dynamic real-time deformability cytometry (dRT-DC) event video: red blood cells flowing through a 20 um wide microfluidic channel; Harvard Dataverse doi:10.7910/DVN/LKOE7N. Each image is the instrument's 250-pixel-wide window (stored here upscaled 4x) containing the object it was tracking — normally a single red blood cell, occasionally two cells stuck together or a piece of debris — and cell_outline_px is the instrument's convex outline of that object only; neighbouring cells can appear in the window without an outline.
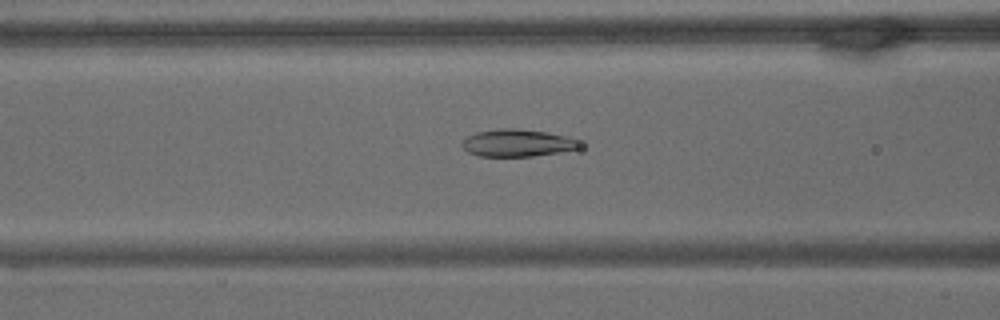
{"species": "common noctule bat (a hibernating species)", "species_latin": "Nyctalus noctula", "temperature_condition": "warm", "stored_images_in_passage": 52, "camera_frame_rate_fps": 3000, "um_per_image_px": 0.085, "animal": {"sex": "male", "body_mass_g": 15.6}, "frame": {"image": 1, "passage_image": 13, "time_ms": 4.0, "image_size_px": [1000, 320], "cell_outline_px": [[580, 148], [532, 156], [480, 156], [468, 152], [460, 144], [468, 136], [476, 132], [500, 128], [516, 128], [548, 132], [568, 136], [576, 140], [580, 144]], "centroid_in_image_um": [43.95, 12.14], "position_along_channel_um": 122.6, "area_um2": 18.55}}
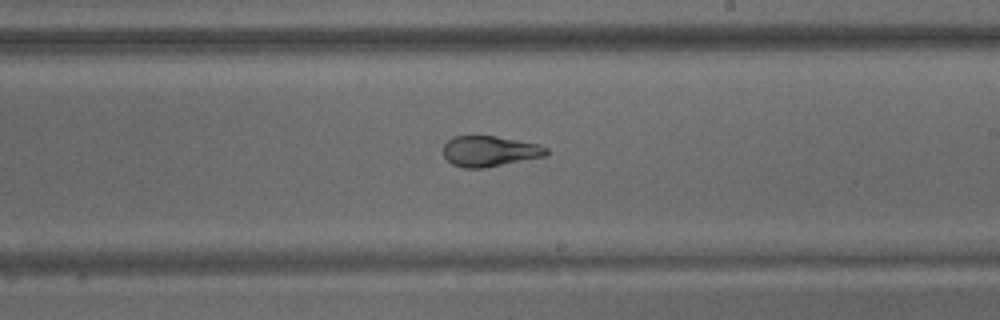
{"frame": {"image": 2, "passage_image": 25, "time_ms": 8.0, "image_size_px": [1000, 320], "cell_outline_px": [[548, 152], [544, 156], [484, 168], [464, 168], [452, 164], [444, 156], [444, 144], [452, 136], [496, 136], [536, 144], [548, 148]], "centroid_in_image_um": [41.58, 12.85], "position_along_channel_um": 247.4, "area_um2": 18.15}}
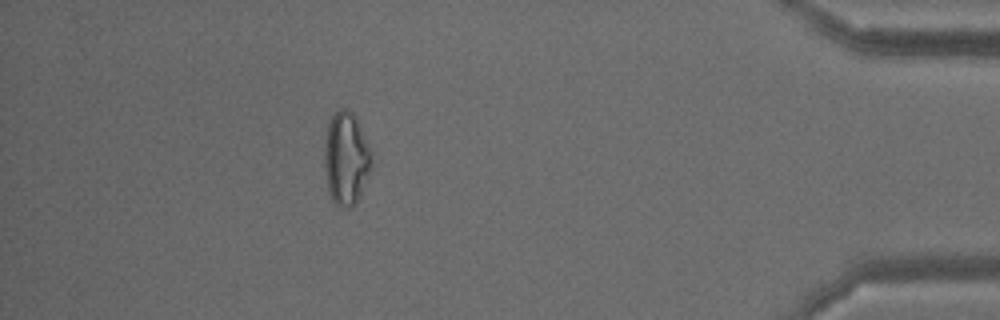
{"frame": {"image": 3, "passage_image": 45, "time_ms": 14.667, "image_size_px": [1000, 320], "cell_outline_px": [[372, 168], [360, 196], [356, 204], [352, 208], [344, 208], [336, 204], [332, 200], [328, 192], [324, 164], [324, 144], [328, 124], [332, 116], [340, 108], [348, 108], [356, 116], [372, 152]], "centroid_in_image_um": [29.43, 13.49], "position_along_channel_um": 405.8, "area_um2": 26.07}, "authors_computed_cell_mechanics": {"area_um2": 20.0855, "velocity_mm_per_s": 3.1214, "shape_relaxation_time_tau1_ms": null, "shape_relaxation_time_tau2_ms": 2.2621, "deformation_change_tau1": null, "deformation_change_tau2": 0.0719}}